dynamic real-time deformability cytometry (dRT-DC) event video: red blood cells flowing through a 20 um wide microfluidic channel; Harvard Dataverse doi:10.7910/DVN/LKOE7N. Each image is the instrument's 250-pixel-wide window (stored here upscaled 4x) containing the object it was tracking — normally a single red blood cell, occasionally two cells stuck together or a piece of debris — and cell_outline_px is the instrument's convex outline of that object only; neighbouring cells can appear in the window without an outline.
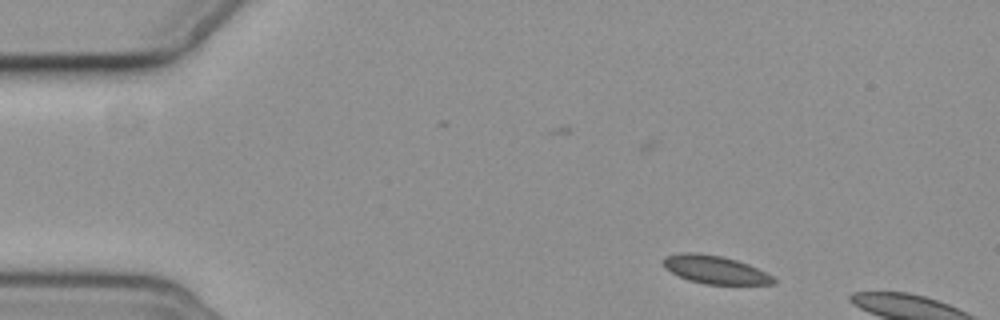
{"species": "common noctule bat (a hibernating species)", "species_latin": "Nyctalus noctula", "temperature_condition": "cold", "stored_images_in_passage": 2, "camera_frame_rate_fps": 3000, "um_per_image_px": 0.085, "animal": {"sex": "female", "body_mass_g": 19.3, "forearm_length_mm": 54.1}, "frame": {"image": 1, "passage_image": 1, "time_ms": 0.0, "image_size_px": [1000, 320], "cell_outline_px": [[776, 284], [704, 284], [688, 280], [664, 268], [664, 256], [680, 252], [696, 252], [724, 256], [748, 264], [772, 276], [776, 280]], "centroid_in_image_um": [60.76, 22.91], "position_along_channel_um": 24.2, "area_um2": 18.03}}